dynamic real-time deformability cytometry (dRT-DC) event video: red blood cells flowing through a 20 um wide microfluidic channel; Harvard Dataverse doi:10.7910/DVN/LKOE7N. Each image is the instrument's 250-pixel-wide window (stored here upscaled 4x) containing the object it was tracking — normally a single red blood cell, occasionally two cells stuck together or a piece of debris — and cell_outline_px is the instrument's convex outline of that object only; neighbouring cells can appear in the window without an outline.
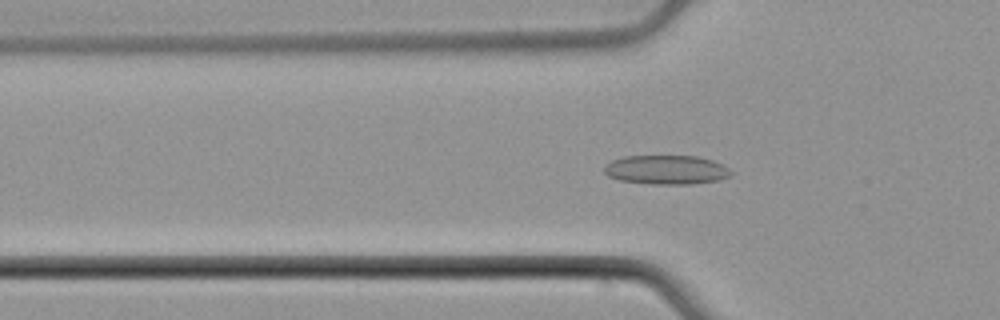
{"species": "common noctule bat (a hibernating species)", "species_latin": "Nyctalus noctula", "temperature_condition": "cold", "stored_images_in_passage": 46, "camera_frame_rate_fps": 3000, "um_per_image_px": 0.085, "animal": {"sex": "male", "body_mass_g": 21.5, "forearm_length_mm": 52.0}, "frame": {"image": 1, "passage_image": 11, "time_ms": 3.333, "image_size_px": [1000, 320], "cell_outline_px": [[732, 176], [716, 180], [692, 184], [652, 184], [620, 180], [608, 176], [604, 172], [604, 168], [612, 160], [624, 156], [696, 156], [712, 160], [728, 168], [732, 172]], "centroid_in_image_um": [56.64, 14.43], "position_along_channel_um": 69.2, "area_um2": 21.39}}
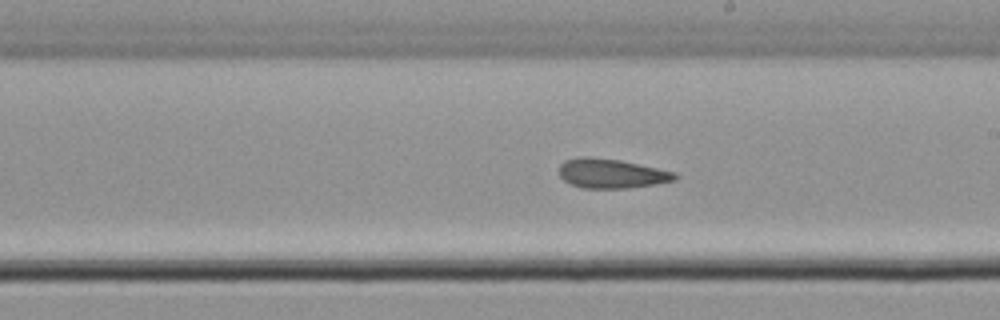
{"frame": {"image": 2, "passage_image": 24, "time_ms": 7.667, "image_size_px": [1000, 320], "cell_outline_px": [[680, 176], [676, 180], [656, 184], [628, 188], [580, 188], [564, 180], [560, 176], [560, 164], [564, 160], [580, 156], [588, 156], [620, 160], [676, 172]], "centroid_in_image_um": [51.99, 14.74], "position_along_channel_um": 237.0, "area_um2": 20.0}}
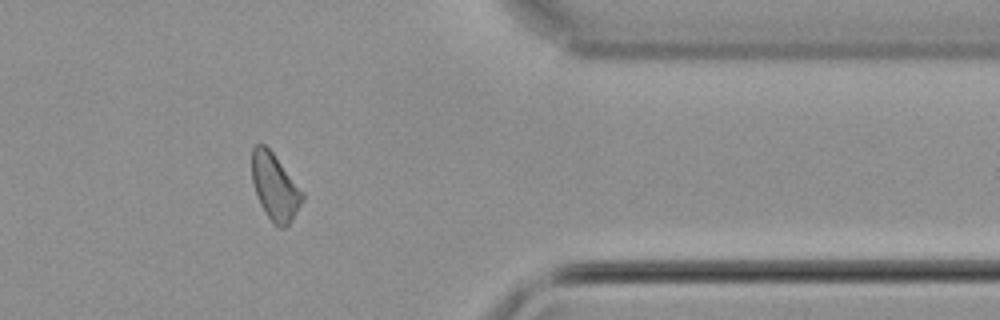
{"frame": {"image": 3, "passage_image": 37, "time_ms": 12.0, "image_size_px": [1000, 320], "cell_outline_px": [[304, 200], [288, 224], [284, 228], [276, 228], [260, 204], [252, 180], [252, 148], [256, 144], [264, 144], [272, 152], [304, 192]], "centroid_in_image_um": [23.37, 15.89], "position_along_channel_um": 388.0, "area_um2": 19.42}, "authors_computed_cell_mechanics": {"area_um2": 20.0277, "velocity_mm_per_s": 3.9009, "shape_relaxation_time_tau1_ms": 8.9004, "shape_relaxation_time_tau2_ms": 2.4328, "deformation_change_tau1": 0.0822, "deformation_change_tau2": 0.0897}}